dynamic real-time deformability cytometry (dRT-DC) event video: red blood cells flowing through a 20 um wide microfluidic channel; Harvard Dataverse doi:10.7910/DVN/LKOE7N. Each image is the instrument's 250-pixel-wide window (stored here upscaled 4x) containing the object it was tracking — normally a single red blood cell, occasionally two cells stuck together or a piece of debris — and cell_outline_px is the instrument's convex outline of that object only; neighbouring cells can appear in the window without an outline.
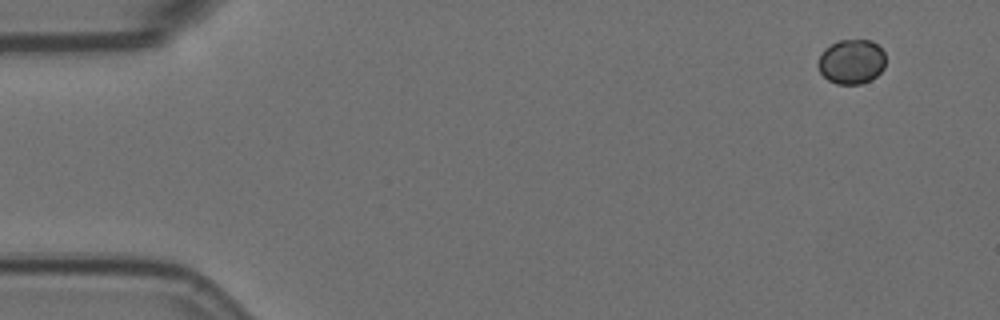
{"species": "Egyptian fruit bat (a non-hibernating species)", "species_latin": "Rousettus aegyptiacus", "temperature_condition": "room temperature", "stored_images_in_passage": 6, "camera_frame_rate_fps": 3000, "um_per_image_px": 0.085, "animal": {"sex": "female"}, "frame": {"image": 1, "passage_image": 1, "time_ms": 0.0, "image_size_px": [1000, 320], "cell_outline_px": [[884, 68], [872, 80], [860, 84], [836, 84], [828, 80], [820, 72], [816, 64], [824, 48], [840, 40], [872, 40], [884, 52]], "centroid_in_image_um": [72.36, 5.25], "position_along_channel_um": 12.6, "area_um2": 17.63}}
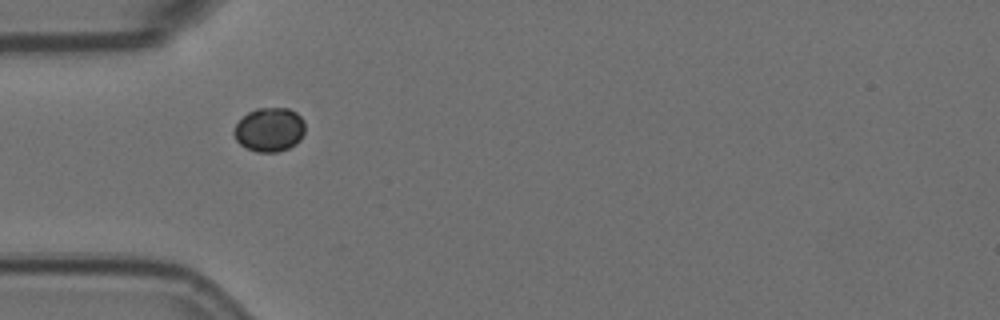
{"frame": {"image": 2, "passage_image": 5, "time_ms": 1.333, "image_size_px": [1000, 320], "cell_outline_px": [[304, 132], [300, 140], [296, 144], [288, 148], [276, 152], [256, 152], [240, 144], [236, 140], [232, 132], [236, 124], [248, 112], [256, 108], [288, 108], [296, 112], [304, 120]], "centroid_in_image_um": [22.9, 11.01], "position_along_channel_um": 62.1, "area_um2": 18.26}}
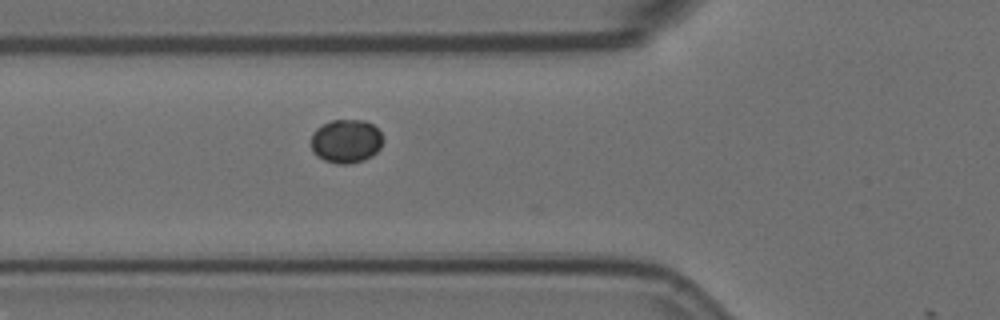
{"frame": {"image": 3, "passage_image": 6, "time_ms": 1.667, "image_size_px": [1000, 320], "cell_outline_px": [[384, 140], [380, 148], [372, 156], [364, 160], [348, 164], [336, 164], [324, 160], [312, 152], [312, 132], [316, 128], [332, 120], [364, 120], [372, 124], [380, 132]], "centroid_in_image_um": [29.43, 12.0], "position_along_channel_um": 96.4, "area_um2": 18.38}}